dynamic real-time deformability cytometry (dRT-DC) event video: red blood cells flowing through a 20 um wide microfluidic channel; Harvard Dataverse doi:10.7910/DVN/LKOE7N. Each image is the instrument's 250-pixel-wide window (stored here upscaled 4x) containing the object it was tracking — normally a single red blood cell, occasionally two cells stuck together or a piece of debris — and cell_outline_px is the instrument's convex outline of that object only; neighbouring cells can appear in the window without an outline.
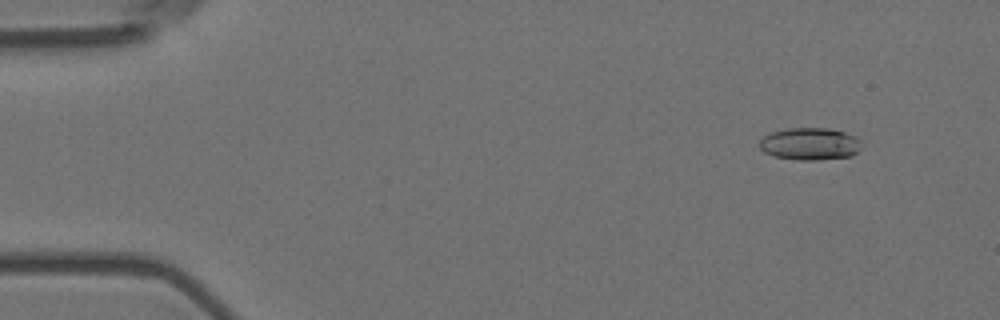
{"species": "Egyptian fruit bat (a non-hibernating species)", "species_latin": "Rousettus aegyptiacus", "temperature_condition": "room temperature", "stored_images_in_passage": 5, "camera_frame_rate_fps": 3000, "um_per_image_px": 0.085, "animal": {"sex": "female"}, "frame": {"image": 1, "passage_image": 2, "time_ms": 0.333, "image_size_px": [1000, 320], "cell_outline_px": [[860, 148], [852, 156], [816, 160], [796, 160], [772, 156], [764, 152], [760, 148], [760, 140], [764, 136], [772, 132], [788, 128], [832, 128], [856, 136], [860, 140]], "centroid_in_image_um": [68.84, 12.23], "position_along_channel_um": 16.2, "area_um2": 19.31}}
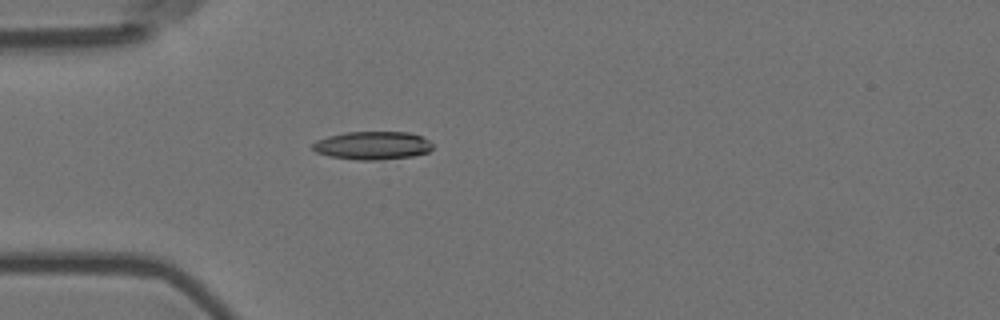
{"frame": {"image": 2, "passage_image": 5, "time_ms": 1.333, "image_size_px": [1000, 320], "cell_outline_px": [[432, 148], [428, 152], [412, 156], [372, 160], [360, 160], [328, 156], [316, 152], [312, 148], [312, 144], [316, 140], [328, 136], [344, 132], [408, 132], [420, 136], [428, 140], [432, 144]], "centroid_in_image_um": [31.63, 12.36], "position_along_channel_um": 53.4, "area_um2": 19.59}}